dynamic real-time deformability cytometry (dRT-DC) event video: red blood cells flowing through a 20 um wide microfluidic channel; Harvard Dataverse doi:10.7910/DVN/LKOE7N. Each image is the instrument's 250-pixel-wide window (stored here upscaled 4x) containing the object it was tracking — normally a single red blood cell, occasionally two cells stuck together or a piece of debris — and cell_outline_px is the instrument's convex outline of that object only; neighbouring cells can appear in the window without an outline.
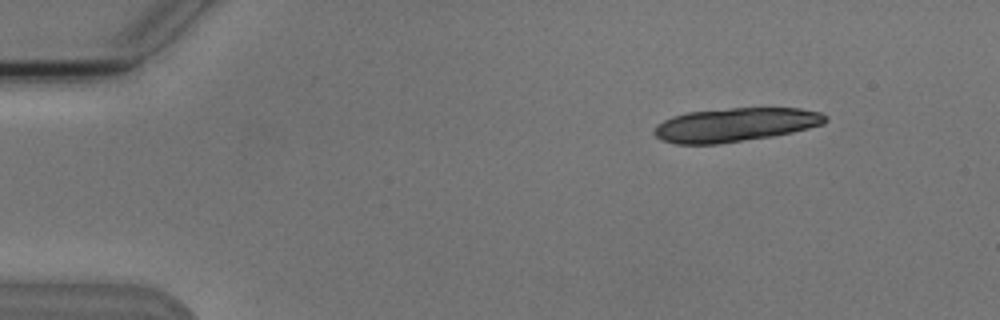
{"species": "Egyptian fruit bat (a non-hibernating species)", "species_latin": "Rousettus aegyptiacus", "temperature_condition": "cold", "stored_images_in_passage": 4, "camera_frame_rate_fps": 3000, "um_per_image_px": 0.085, "animal": {"sex": "male"}, "frame": {"image": 1, "passage_image": 1, "time_ms": 0.0, "image_size_px": [1000, 320], "cell_outline_px": [[828, 120], [824, 124], [792, 132], [772, 136], [720, 144], [676, 144], [660, 140], [652, 132], [656, 124], [672, 116], [688, 112], [728, 108], [800, 108], [820, 112], [828, 116]], "centroid_in_image_um": [62.48, 10.61], "position_along_channel_um": 22.5, "area_um2": 33.93}}